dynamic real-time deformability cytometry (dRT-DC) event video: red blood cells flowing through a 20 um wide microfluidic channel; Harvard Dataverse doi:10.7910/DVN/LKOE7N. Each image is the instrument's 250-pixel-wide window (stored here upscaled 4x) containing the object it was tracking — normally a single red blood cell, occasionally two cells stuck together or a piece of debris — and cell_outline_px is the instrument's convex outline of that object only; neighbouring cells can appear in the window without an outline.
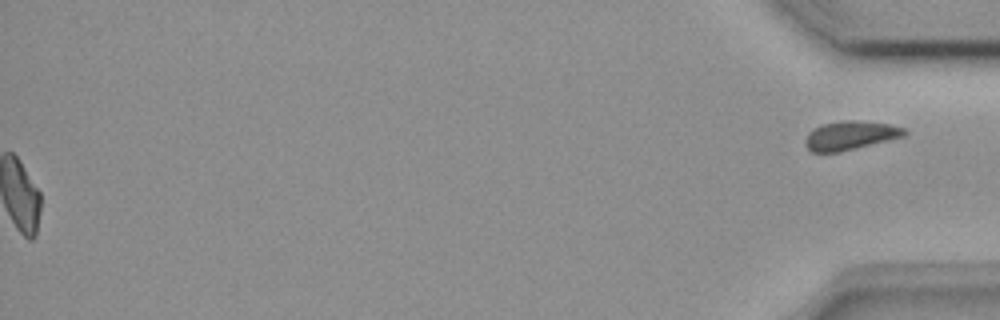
{"species": "common noctule bat (a hibernating species)", "species_latin": "Nyctalus noctula", "temperature_condition": "room temperature", "stored_images_in_passage": 52, "segment_of_instrument_passage": [2, 2], "camera_frame_rate_fps": 3000, "um_per_image_px": 0.085, "animal": {"sex": "female", "body_mass_g": 18.4}, "frame": {"image": 1, "passage_image": 52, "time_ms": 17.0, "image_size_px": [1000, 320], "cell_outline_px": [[908, 132], [904, 136], [836, 152], [812, 152], [804, 144], [804, 140], [808, 132], [812, 128], [820, 124], [840, 120], [860, 120], [888, 124], [904, 128]], "centroid_in_image_um": [72.21, 11.48], "position_along_channel_um": 363.0, "area_um2": 16.59}}